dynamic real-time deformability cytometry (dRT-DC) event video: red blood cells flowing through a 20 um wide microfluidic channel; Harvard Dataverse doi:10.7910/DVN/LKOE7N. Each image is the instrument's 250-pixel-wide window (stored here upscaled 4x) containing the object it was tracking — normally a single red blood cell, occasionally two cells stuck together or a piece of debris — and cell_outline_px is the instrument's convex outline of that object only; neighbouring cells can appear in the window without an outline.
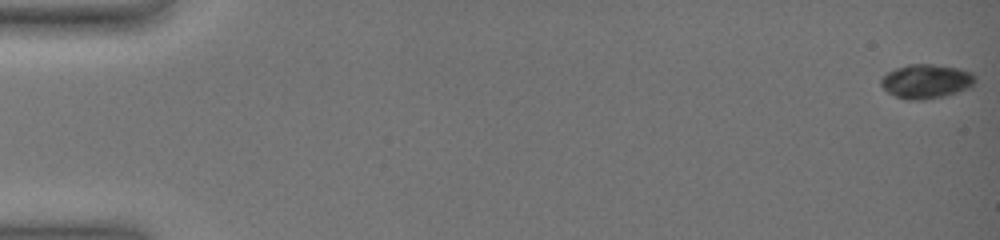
{"species": "common noctule bat (a hibernating species)", "species_latin": "Nyctalus noctula", "temperature_condition": "warm", "stored_images_in_passage": 71, "camera_frame_rate_fps": 3000, "um_per_image_px": 0.085, "animal": {"sex": "female", "body_mass_g": 19.0, "forearm_length_mm": 51.5}, "frame": {"image": 1, "passage_image": 1, "time_ms": 0.0, "image_size_px": [1000, 240], "cell_outline_px": [[976, 80], [972, 88], [944, 96], [924, 100], [908, 100], [896, 96], [888, 92], [880, 84], [880, 80], [888, 72], [896, 68], [908, 64], [932, 64], [960, 68], [972, 72], [976, 76]], "centroid_in_image_um": [78.78, 6.91], "position_along_channel_um": 6.2, "area_um2": 18.96}}
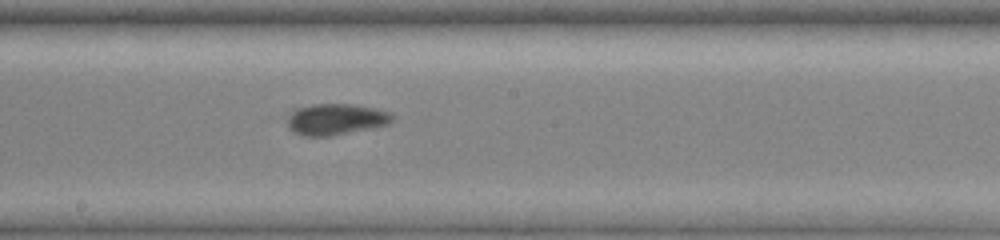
{"frame": {"image": 2, "passage_image": 49, "time_ms": 11.0, "image_size_px": [1000, 240], "cell_outline_px": [[396, 116], [388, 124], [372, 128], [332, 136], [304, 136], [292, 132], [288, 128], [288, 116], [292, 108], [312, 104], [352, 104], [376, 108], [392, 112]], "centroid_in_image_um": [28.54, 10.13], "position_along_channel_um": 219.7, "area_um2": 19.54}}
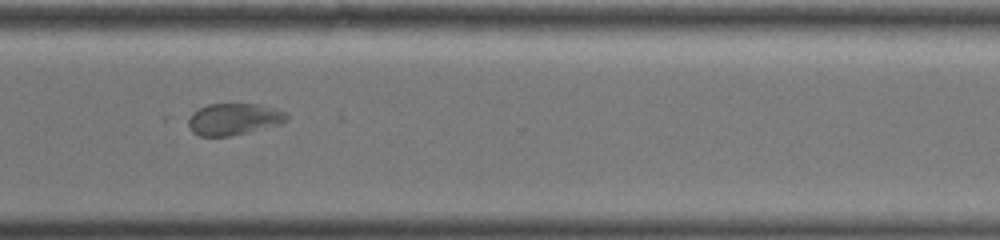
{"frame": {"image": 3, "passage_image": 70, "time_ms": 14.667, "image_size_px": [1000, 240], "cell_outline_px": [[288, 120], [280, 124], [248, 132], [228, 136], [200, 136], [192, 132], [188, 124], [188, 120], [192, 112], [208, 104], [256, 104], [276, 108], [284, 112], [288, 116]], "centroid_in_image_um": [19.87, 10.12], "position_along_channel_um": 350.7, "area_um2": 18.09}}